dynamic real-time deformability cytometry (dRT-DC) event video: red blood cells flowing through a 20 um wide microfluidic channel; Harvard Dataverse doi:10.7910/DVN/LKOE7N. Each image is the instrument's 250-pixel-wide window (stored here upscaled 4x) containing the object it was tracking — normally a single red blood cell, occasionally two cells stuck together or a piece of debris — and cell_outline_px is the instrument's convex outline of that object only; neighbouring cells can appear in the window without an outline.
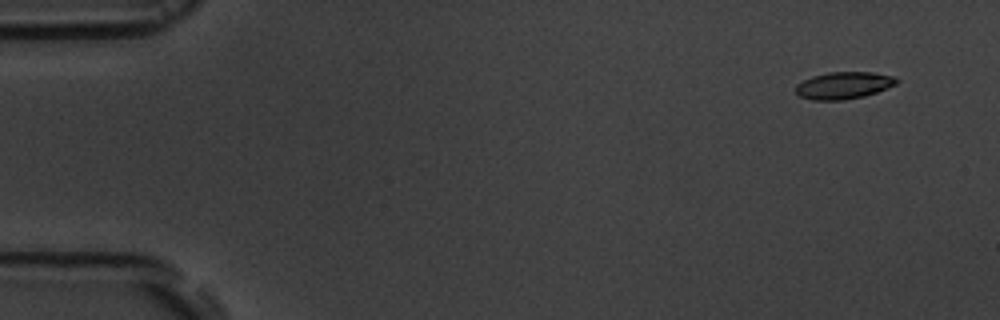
{"species": "common noctule bat (a hibernating species)", "species_latin": "Nyctalus noctula", "temperature_condition": "room temperature", "stored_images_in_passage": 5, "camera_frame_rate_fps": 3000, "um_per_image_px": 0.085, "animal": {"sex": "male", "body_mass_g": 19.5, "forearm_length_mm": 54.6}, "frame": {"image": 1, "passage_image": 2, "time_ms": 1.0, "image_size_px": [1000, 320], "cell_outline_px": [[900, 80], [896, 84], [876, 92], [864, 96], [844, 100], [812, 100], [800, 96], [796, 92], [796, 84], [812, 76], [828, 72], [872, 72], [892, 76]], "centroid_in_image_um": [71.7, 7.26], "position_along_channel_um": 13.3, "area_um2": 15.84}}
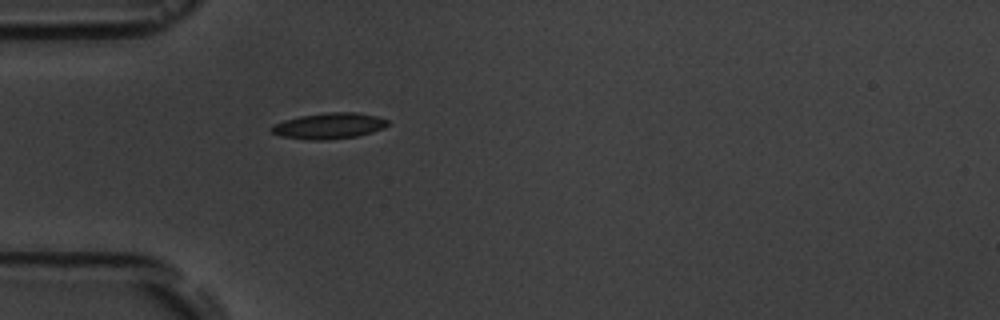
{"frame": {"image": 2, "passage_image": 5, "time_ms": 5.333, "image_size_px": [1000, 320], "cell_outline_px": [[388, 124], [384, 128], [372, 132], [356, 136], [324, 140], [312, 140], [280, 136], [272, 132], [268, 128], [284, 120], [300, 116], [328, 112], [356, 112], [376, 116], [388, 120]], "centroid_in_image_um": [27.97, 10.69], "position_along_channel_um": 57.0, "area_um2": 17.46}}